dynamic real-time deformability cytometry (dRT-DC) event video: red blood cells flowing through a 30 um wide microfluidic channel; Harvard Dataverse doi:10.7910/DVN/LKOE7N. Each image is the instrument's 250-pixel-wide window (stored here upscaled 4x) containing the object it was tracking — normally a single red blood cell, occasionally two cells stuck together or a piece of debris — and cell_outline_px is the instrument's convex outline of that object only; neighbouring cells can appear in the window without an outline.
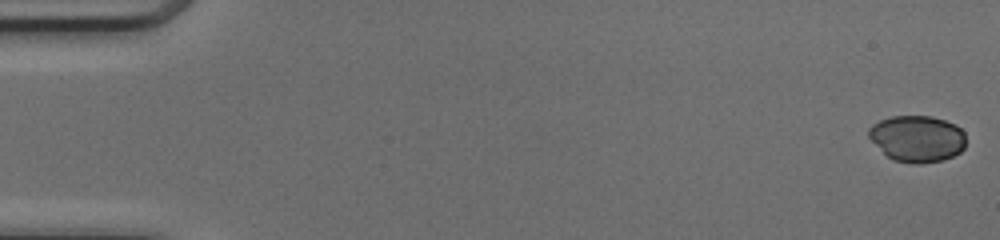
{"species": "common noctule bat (a hibernating species)", "species_latin": "Nyctalus noctula", "temperature_condition": "cold", "stored_images_in_passage": 50, "camera_frame_rate_fps": 3000, "um_per_image_px": 0.085, "animal": {"sex": "female", "body_mass_g": 17.0, "forearm_length_mm": 48.0}, "frame": {"image": 1, "passage_image": 1, "time_ms": 0.0, "image_size_px": [1000, 240], "cell_outline_px": [[964, 148], [960, 152], [944, 160], [920, 164], [912, 164], [892, 160], [868, 136], [868, 128], [872, 124], [880, 120], [892, 116], [932, 116], [956, 124], [964, 132]], "centroid_in_image_um": [77.97, 11.78], "position_along_channel_um": 7.0, "area_um2": 26.36}}
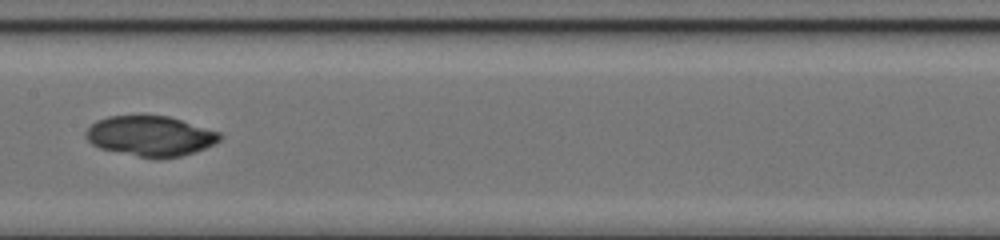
{"frame": {"image": 2, "passage_image": 26, "time_ms": 8.333, "image_size_px": [1000, 240], "cell_outline_px": [[224, 136], [220, 140], [196, 152], [180, 156], [156, 160], [100, 148], [92, 144], [84, 136], [84, 132], [96, 120], [108, 116], [168, 116], [220, 132]], "centroid_in_image_um": [12.78, 11.57], "position_along_channel_um": 194.6, "area_um2": 31.44}}
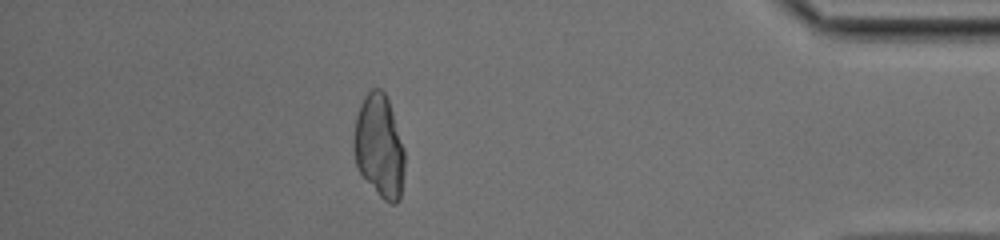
{"frame": {"image": 3, "passage_image": 44, "time_ms": 14.333, "image_size_px": [1000, 240], "cell_outline_px": [[404, 168], [400, 200], [396, 204], [392, 204], [384, 200], [380, 196], [360, 172], [356, 164], [352, 148], [352, 140], [356, 116], [360, 104], [364, 96], [372, 88], [380, 88], [384, 92], [388, 100], [404, 148]], "centroid_in_image_um": [32.22, 12.42], "position_along_channel_um": 403.0, "area_um2": 30.52}}